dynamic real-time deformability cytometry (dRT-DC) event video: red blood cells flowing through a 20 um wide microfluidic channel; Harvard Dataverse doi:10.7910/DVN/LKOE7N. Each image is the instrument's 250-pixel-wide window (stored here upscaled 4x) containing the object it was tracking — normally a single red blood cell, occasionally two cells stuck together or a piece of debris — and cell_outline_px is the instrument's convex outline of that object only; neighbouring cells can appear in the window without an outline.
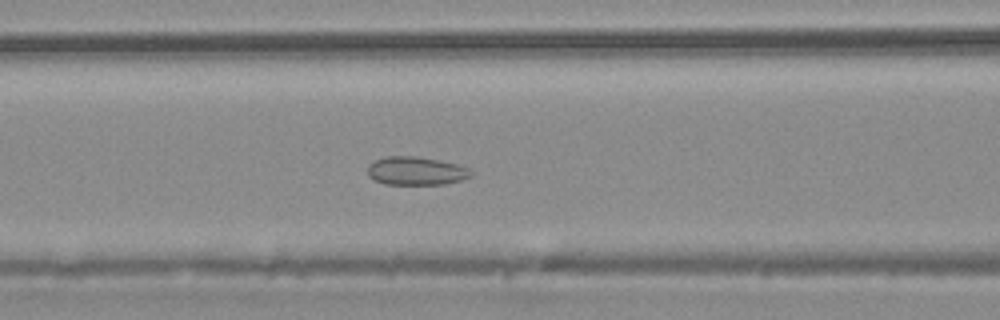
{"species": "common noctule bat (a hibernating species)", "species_latin": "Nyctalus noctula", "temperature_condition": "warm", "stored_images_in_passage": 43, "camera_frame_rate_fps": 3000, "um_per_image_px": 0.085, "animal": {"sex": "male", "body_mass_g": 20.4}, "frame": {"image": 1, "passage_image": 18, "time_ms": 5.667, "image_size_px": [1000, 320], "cell_outline_px": [[472, 176], [460, 180], [444, 184], [384, 184], [368, 176], [368, 164], [384, 156], [416, 156], [456, 164], [468, 168], [472, 172]], "centroid_in_image_um": [35.34, 14.53], "position_along_channel_um": 131.3, "area_um2": 16.94}}
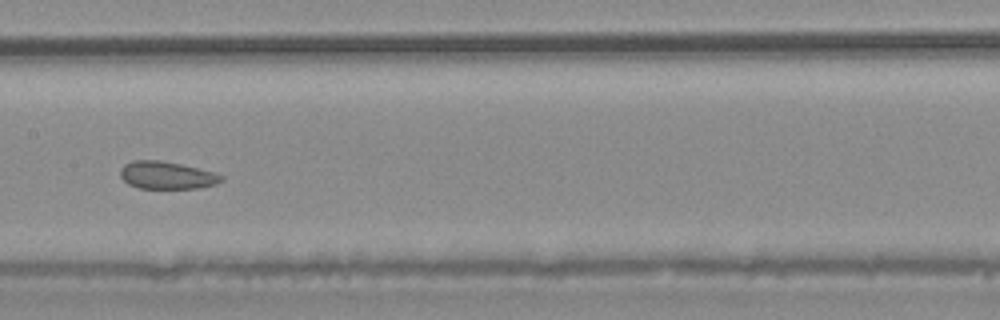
{"frame": {"image": 2, "passage_image": 22, "time_ms": 7.0, "image_size_px": [1000, 320], "cell_outline_px": [[224, 180], [216, 184], [200, 188], [140, 188], [128, 184], [120, 176], [120, 168], [124, 164], [132, 160], [160, 160], [180, 164], [216, 172], [224, 176]], "centroid_in_image_um": [14.19, 14.89], "position_along_channel_um": 193.2, "area_um2": 16.36}}
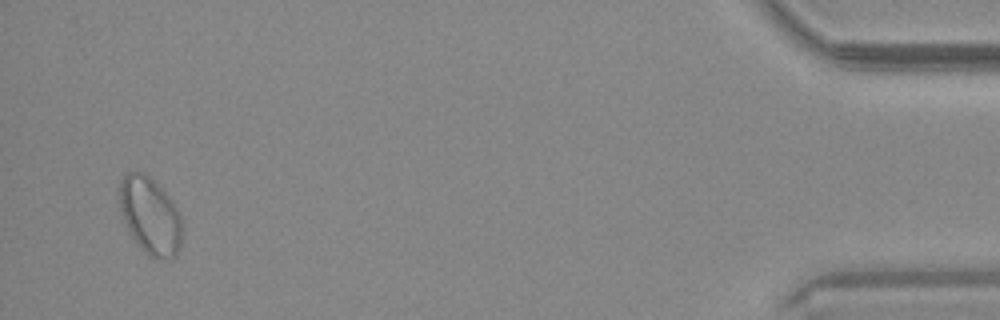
{"frame": {"image": 3, "passage_image": 42, "time_ms": 13.667, "image_size_px": [1000, 320], "cell_outline_px": [[180, 244], [176, 256], [164, 260], [148, 256], [136, 244], [124, 220], [120, 208], [116, 192], [124, 176], [128, 172], [140, 172], [148, 176], [172, 200], [180, 216]], "centroid_in_image_um": [12.72, 18.35], "position_along_channel_um": 422.5, "area_um2": 27.92}}